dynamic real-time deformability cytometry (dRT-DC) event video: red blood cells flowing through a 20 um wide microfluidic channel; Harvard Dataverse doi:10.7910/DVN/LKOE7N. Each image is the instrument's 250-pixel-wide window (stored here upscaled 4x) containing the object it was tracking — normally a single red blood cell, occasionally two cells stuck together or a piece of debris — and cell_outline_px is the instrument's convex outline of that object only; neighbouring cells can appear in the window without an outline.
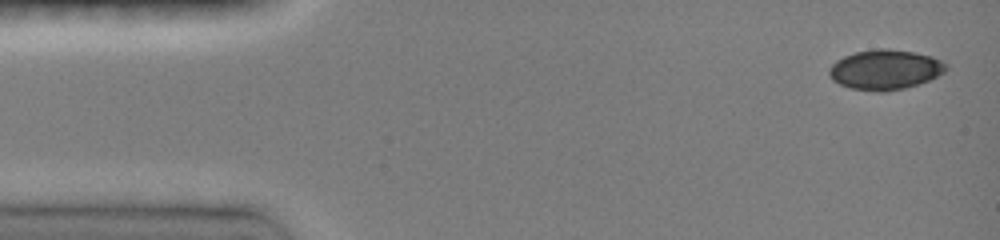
{"species": "common noctule bat (a hibernating species)", "species_latin": "Nyctalus noctula", "temperature_condition": "room temperature", "stored_images_in_passage": 4, "camera_frame_rate_fps": 3000, "um_per_image_px": 0.085, "animal": {"sex": "female", "body_mass_g": 19.0, "forearm_length_mm": 51.5}, "frame": {"image": 1, "passage_image": 1, "time_ms": 0.0, "image_size_px": [1000, 240], "cell_outline_px": [[948, 68], [944, 72], [928, 80], [904, 88], [884, 92], [876, 92], [852, 88], [840, 84], [832, 80], [828, 72], [828, 68], [836, 60], [844, 56], [856, 52], [876, 48], [888, 48], [912, 52], [932, 56], [948, 64]], "centroid_in_image_um": [75.22, 5.91], "position_along_channel_um": 9.8, "area_um2": 27.17}}
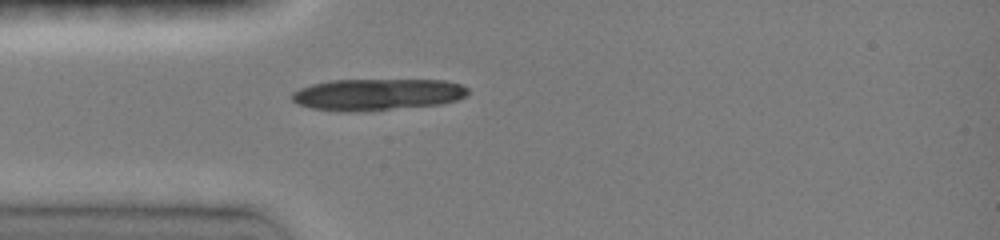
{"frame": {"image": 2, "passage_image": 4, "time_ms": 3.667, "image_size_px": [1000, 240], "cell_outline_px": [[468, 92], [464, 96], [456, 100], [440, 104], [360, 112], [340, 112], [312, 108], [300, 104], [292, 100], [292, 92], [300, 88], [312, 84], [328, 80], [444, 80], [460, 84], [468, 88]], "centroid_in_image_um": [32.04, 8.03], "position_along_channel_um": 53.0, "area_um2": 32.48}}